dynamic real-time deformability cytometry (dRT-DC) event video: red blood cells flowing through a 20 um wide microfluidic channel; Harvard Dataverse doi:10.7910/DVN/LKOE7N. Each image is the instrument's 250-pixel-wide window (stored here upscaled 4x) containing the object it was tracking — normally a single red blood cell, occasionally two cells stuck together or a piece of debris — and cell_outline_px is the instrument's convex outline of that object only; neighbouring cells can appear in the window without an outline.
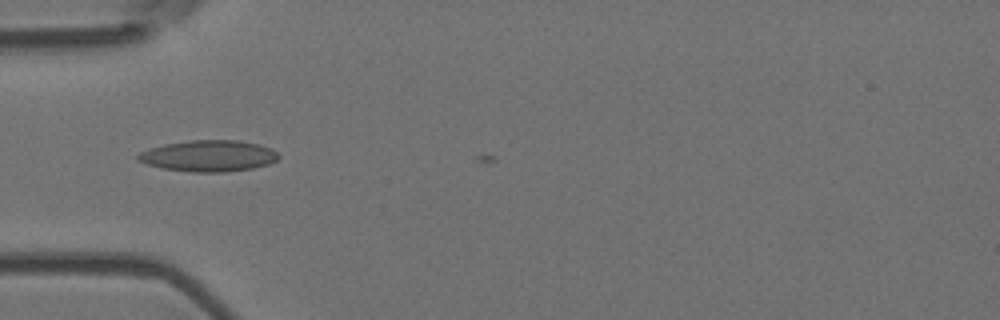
{"species": "Egyptian fruit bat (a non-hibernating species)", "species_latin": "Rousettus aegyptiacus", "temperature_condition": "room temperature", "stored_images_in_passage": 2, "camera_frame_rate_fps": 3000, "um_per_image_px": 0.085, "animal": {"sex": "female"}, "frame": {"image": 1, "passage_image": 2, "time_ms": 0.333, "image_size_px": [1000, 320], "cell_outline_px": [[280, 156], [276, 160], [268, 164], [252, 168], [224, 172], [192, 172], [160, 168], [136, 160], [136, 156], [140, 152], [148, 148], [164, 144], [188, 140], [236, 140], [260, 144], [272, 148]], "centroid_in_image_um": [17.71, 13.24], "position_along_channel_um": 67.3, "area_um2": 25.78}}